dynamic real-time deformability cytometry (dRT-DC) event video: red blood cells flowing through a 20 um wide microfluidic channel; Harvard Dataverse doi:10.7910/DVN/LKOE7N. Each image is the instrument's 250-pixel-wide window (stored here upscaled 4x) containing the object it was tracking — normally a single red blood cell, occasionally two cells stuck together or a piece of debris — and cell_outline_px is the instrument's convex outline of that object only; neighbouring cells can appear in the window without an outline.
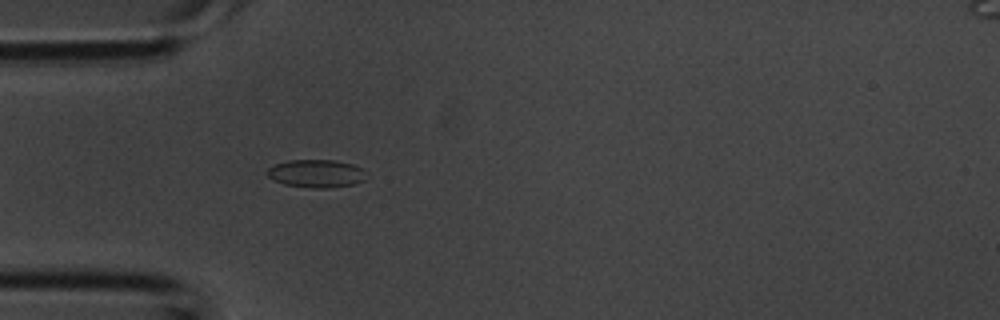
{"species": "common noctule bat (a hibernating species)", "species_latin": "Nyctalus noctula", "temperature_condition": "room temperature", "stored_images_in_passage": 4, "camera_frame_rate_fps": 3000, "um_per_image_px": 0.085, "animal": {"sex": "male", "body_mass_g": 20.1, "forearm_length_mm": 53.5}, "frame": {"image": 1, "passage_image": 4, "time_ms": 1.0, "image_size_px": [1000, 320], "cell_outline_px": [[364, 180], [352, 184], [328, 188], [312, 188], [284, 184], [268, 176], [264, 172], [268, 168], [276, 164], [288, 160], [336, 160], [352, 164], [364, 168]], "centroid_in_image_um": [26.87, 14.74], "position_along_channel_um": 58.1, "area_um2": 16.07}}